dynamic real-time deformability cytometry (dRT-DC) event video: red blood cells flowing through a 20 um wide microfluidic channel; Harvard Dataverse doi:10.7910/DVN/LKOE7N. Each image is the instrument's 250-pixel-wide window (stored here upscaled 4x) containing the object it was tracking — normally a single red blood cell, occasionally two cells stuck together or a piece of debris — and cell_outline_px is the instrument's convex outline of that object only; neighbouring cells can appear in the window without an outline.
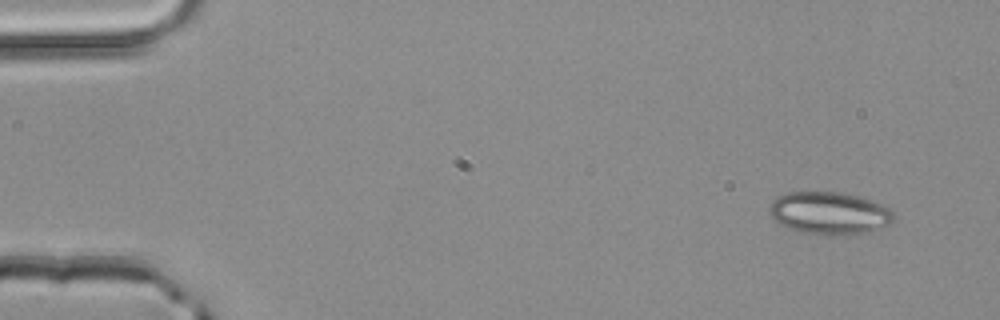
{"species": "common noctule bat (a hibernating species)", "species_latin": "Nyctalus noctula", "temperature_condition": "room temperature", "stored_images_in_passage": 3, "camera_frame_rate_fps": 3000, "um_per_image_px": 0.085, "animal": {"sex": "male", "body_mass_g": 20.4}, "frame": {"image": 1, "passage_image": 1, "time_ms": 0.0, "image_size_px": [1000, 320], "cell_outline_px": [[896, 216], [884, 228], [864, 232], [800, 232], [780, 224], [772, 216], [768, 208], [768, 204], [776, 196], [788, 192], [840, 192], [856, 196], [880, 204], [888, 208]], "centroid_in_image_um": [70.45, 18.06], "position_along_channel_um": 14.6, "area_um2": 29.77}}